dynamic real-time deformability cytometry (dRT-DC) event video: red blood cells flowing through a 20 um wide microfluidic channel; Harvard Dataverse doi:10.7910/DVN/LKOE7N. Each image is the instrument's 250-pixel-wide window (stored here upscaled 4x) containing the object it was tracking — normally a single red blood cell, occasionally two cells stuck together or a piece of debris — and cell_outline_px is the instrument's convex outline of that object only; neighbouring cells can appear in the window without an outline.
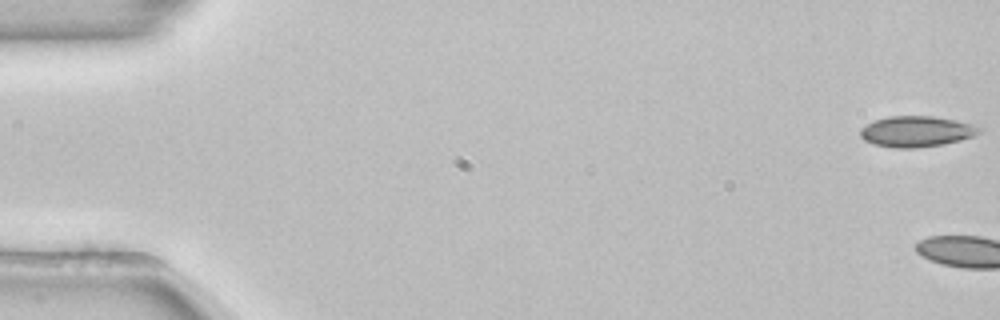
{"species": "common noctule bat (a hibernating species)", "species_latin": "Nyctalus noctula", "temperature_condition": "room temperature", "stored_images_in_passage": 4, "camera_frame_rate_fps": 3000, "um_per_image_px": 0.085, "animal": {"sex": "female", "body_mass_g": 22.7, "forearm_length_mm": 54.2}, "frame": {"image": 1, "passage_image": 1, "time_ms": 0.0, "image_size_px": [1000, 320], "cell_outline_px": [[984, 128], [980, 132], [972, 136], [960, 140], [944, 144], [916, 148], [892, 148], [872, 144], [864, 140], [860, 136], [860, 128], [876, 120], [888, 116], [932, 116], [956, 120], [976, 124]], "centroid_in_image_um": [77.92, 11.18], "position_along_channel_um": 7.1, "area_um2": 21.56}}